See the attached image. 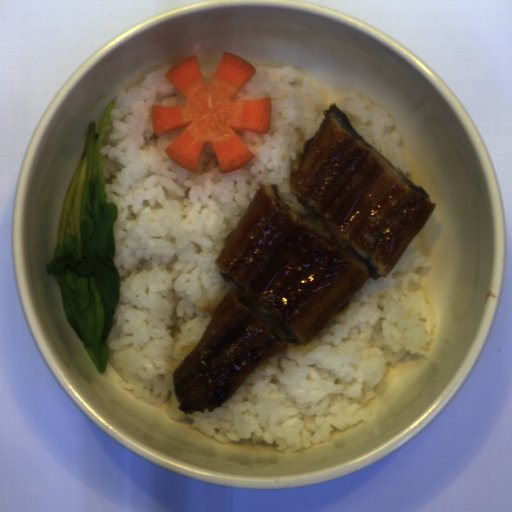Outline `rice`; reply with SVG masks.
I'll list each match as a JSON object with an SVG mask.
<instances>
[{
	"label": "rice",
	"mask_w": 512,
	"mask_h": 512,
	"mask_svg": "<svg viewBox=\"0 0 512 512\" xmlns=\"http://www.w3.org/2000/svg\"><path fill=\"white\" fill-rule=\"evenodd\" d=\"M161 64L119 92L98 150L113 224L119 304L106 338L107 363L119 387L169 418L192 420L215 441L276 444L293 453L329 442L333 431L370 418L376 387L405 356L427 357L437 322L420 282L429 268L415 235L388 275L350 297L306 345H291L259 364L233 395L209 412L180 410L173 373L199 342L219 304L236 285L216 263L263 185L330 238L296 197L292 180L328 110L294 66L259 65L234 101L270 97L267 134L234 131L255 156L222 174L210 143L197 172L165 151L184 128L157 136L153 106L187 99Z\"/></svg>",
	"instance_id": "1"
},
{
	"label": "rice",
	"mask_w": 512,
	"mask_h": 512,
	"mask_svg": "<svg viewBox=\"0 0 512 512\" xmlns=\"http://www.w3.org/2000/svg\"><path fill=\"white\" fill-rule=\"evenodd\" d=\"M342 113L363 140L398 166L414 184L411 165L401 151L402 135L390 113L364 99L359 92H347Z\"/></svg>",
	"instance_id": "2"
},
{
	"label": "rice",
	"mask_w": 512,
	"mask_h": 512,
	"mask_svg": "<svg viewBox=\"0 0 512 512\" xmlns=\"http://www.w3.org/2000/svg\"><path fill=\"white\" fill-rule=\"evenodd\" d=\"M219 64L220 63L213 61V62H207L203 65H199L200 72H201V78L206 86L209 87Z\"/></svg>",
	"instance_id": "3"
},
{
	"label": "rice",
	"mask_w": 512,
	"mask_h": 512,
	"mask_svg": "<svg viewBox=\"0 0 512 512\" xmlns=\"http://www.w3.org/2000/svg\"><path fill=\"white\" fill-rule=\"evenodd\" d=\"M100 127H96L95 133H94V156H93V165H92V174L91 179L93 180L96 178L97 175V169H98V136L100 132Z\"/></svg>",
	"instance_id": "4"
}]
</instances>
